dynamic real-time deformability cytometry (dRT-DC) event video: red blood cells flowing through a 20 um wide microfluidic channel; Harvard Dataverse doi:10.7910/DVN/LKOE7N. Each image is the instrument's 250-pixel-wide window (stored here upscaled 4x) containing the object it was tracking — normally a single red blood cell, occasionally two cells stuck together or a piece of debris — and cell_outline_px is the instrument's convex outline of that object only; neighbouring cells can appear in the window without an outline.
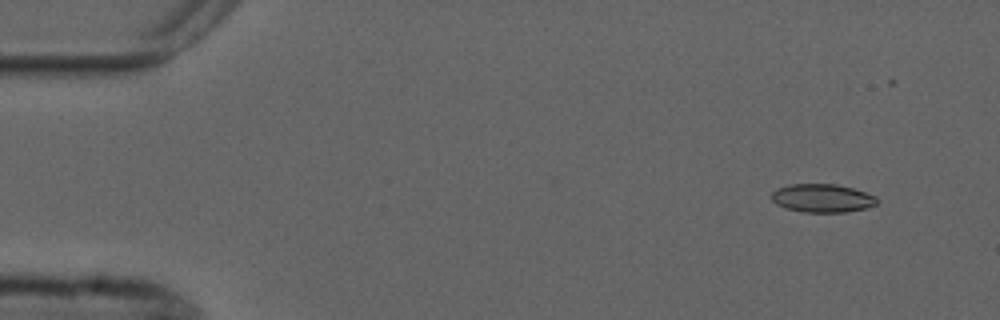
{"species": "common noctule bat (a hibernating species)", "species_latin": "Nyctalus noctula", "temperature_condition": "cold", "stored_images_in_passage": 4, "camera_frame_rate_fps": 3000, "um_per_image_px": 0.085, "animal": {"sex": "male", "forearm_length_mm": 52.5}, "frame": {"image": 1, "passage_image": 2, "time_ms": 1.333, "image_size_px": [1000, 320], "cell_outline_px": [[876, 204], [864, 208], [844, 212], [804, 212], [784, 208], [776, 204], [772, 200], [772, 192], [776, 188], [788, 184], [836, 184], [852, 188], [876, 196]], "centroid_in_image_um": [69.84, 16.84], "position_along_channel_um": 15.2, "area_um2": 17.34}}
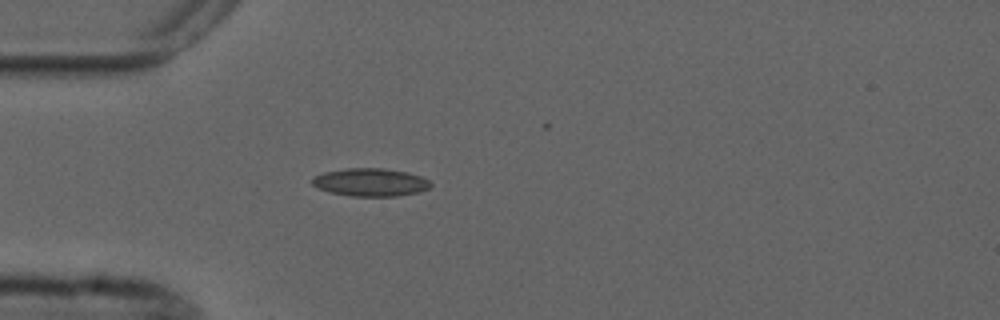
{"frame": {"image": 2, "passage_image": 4, "time_ms": 5.0, "image_size_px": [1000, 320], "cell_outline_px": [[432, 184], [428, 188], [420, 192], [396, 196], [352, 196], [328, 192], [312, 184], [312, 176], [324, 172], [348, 168], [384, 168], [408, 172], [420, 176], [428, 180]], "centroid_in_image_um": [31.49, 15.49], "position_along_channel_um": 53.5, "area_um2": 19.31}}